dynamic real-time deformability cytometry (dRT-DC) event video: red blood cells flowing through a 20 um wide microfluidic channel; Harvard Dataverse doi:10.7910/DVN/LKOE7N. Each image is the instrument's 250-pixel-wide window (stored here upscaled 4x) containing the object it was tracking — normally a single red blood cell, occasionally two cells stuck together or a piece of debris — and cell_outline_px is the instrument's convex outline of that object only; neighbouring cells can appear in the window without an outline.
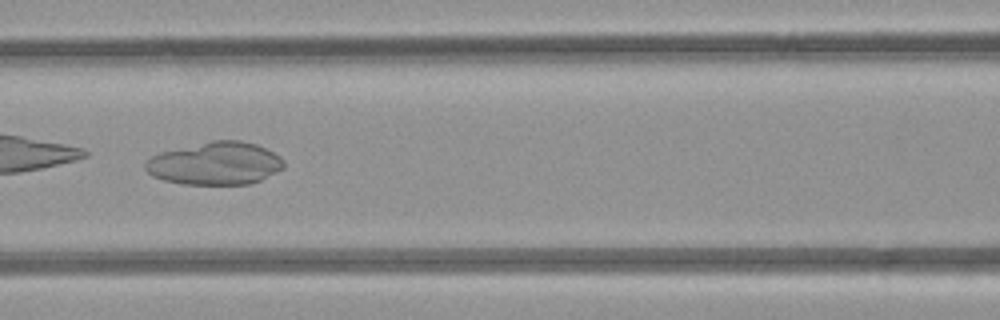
{"species": "common noctule bat (a hibernating species)", "species_latin": "Nyctalus noctula", "temperature_condition": "room temperature", "stored_images_in_passage": 5, "camera_frame_rate_fps": 3000, "um_per_image_px": 0.085, "animal": {"sex": "female", "body_mass_g": 21.9}, "frame": {"image": 1, "passage_image": 5, "time_ms": 5.333, "image_size_px": [1000, 320], "cell_outline_px": [[284, 168], [260, 180], [248, 184], [184, 184], [164, 180], [152, 176], [144, 168], [144, 164], [152, 156], [160, 152], [212, 140], [240, 140], [256, 144], [280, 156], [284, 160]], "centroid_in_image_um": [18.29, 13.89], "position_along_channel_um": 148.3, "area_um2": 34.39}}